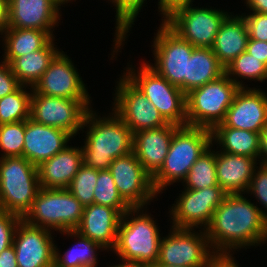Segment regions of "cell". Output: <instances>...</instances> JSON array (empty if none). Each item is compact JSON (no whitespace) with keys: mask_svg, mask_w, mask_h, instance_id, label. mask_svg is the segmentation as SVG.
Listing matches in <instances>:
<instances>
[{"mask_svg":"<svg viewBox=\"0 0 267 267\" xmlns=\"http://www.w3.org/2000/svg\"><path fill=\"white\" fill-rule=\"evenodd\" d=\"M74 140L66 131L25 120L23 157L35 166L62 151Z\"/></svg>","mask_w":267,"mask_h":267,"instance_id":"ffe728a7","label":"cell"},{"mask_svg":"<svg viewBox=\"0 0 267 267\" xmlns=\"http://www.w3.org/2000/svg\"><path fill=\"white\" fill-rule=\"evenodd\" d=\"M22 217L0 210V253L13 245L15 229Z\"/></svg>","mask_w":267,"mask_h":267,"instance_id":"f35d334b","label":"cell"},{"mask_svg":"<svg viewBox=\"0 0 267 267\" xmlns=\"http://www.w3.org/2000/svg\"><path fill=\"white\" fill-rule=\"evenodd\" d=\"M0 267H18L13 245L0 253Z\"/></svg>","mask_w":267,"mask_h":267,"instance_id":"ee69618b","label":"cell"},{"mask_svg":"<svg viewBox=\"0 0 267 267\" xmlns=\"http://www.w3.org/2000/svg\"><path fill=\"white\" fill-rule=\"evenodd\" d=\"M96 111L89 110L81 129L86 133L81 146L83 163L108 170L114 159L133 151V133L113 110L102 117Z\"/></svg>","mask_w":267,"mask_h":267,"instance_id":"7a4b0ae2","label":"cell"},{"mask_svg":"<svg viewBox=\"0 0 267 267\" xmlns=\"http://www.w3.org/2000/svg\"><path fill=\"white\" fill-rule=\"evenodd\" d=\"M246 51L267 66V42L248 39Z\"/></svg>","mask_w":267,"mask_h":267,"instance_id":"7bdbcfd3","label":"cell"},{"mask_svg":"<svg viewBox=\"0 0 267 267\" xmlns=\"http://www.w3.org/2000/svg\"><path fill=\"white\" fill-rule=\"evenodd\" d=\"M145 61L139 63L140 67L128 62L123 75L158 109L167 123L185 126L186 94L179 87L170 84Z\"/></svg>","mask_w":267,"mask_h":267,"instance_id":"5b68a950","label":"cell"},{"mask_svg":"<svg viewBox=\"0 0 267 267\" xmlns=\"http://www.w3.org/2000/svg\"><path fill=\"white\" fill-rule=\"evenodd\" d=\"M32 89L21 85L16 91L0 99V125L30 118Z\"/></svg>","mask_w":267,"mask_h":267,"instance_id":"836d02e7","label":"cell"},{"mask_svg":"<svg viewBox=\"0 0 267 267\" xmlns=\"http://www.w3.org/2000/svg\"><path fill=\"white\" fill-rule=\"evenodd\" d=\"M25 120L0 125V158L23 156Z\"/></svg>","mask_w":267,"mask_h":267,"instance_id":"d590c367","label":"cell"},{"mask_svg":"<svg viewBox=\"0 0 267 267\" xmlns=\"http://www.w3.org/2000/svg\"><path fill=\"white\" fill-rule=\"evenodd\" d=\"M118 193L130 207H146L158 196L152 177L145 171L134 152L113 160L109 167Z\"/></svg>","mask_w":267,"mask_h":267,"instance_id":"9a60e30c","label":"cell"},{"mask_svg":"<svg viewBox=\"0 0 267 267\" xmlns=\"http://www.w3.org/2000/svg\"><path fill=\"white\" fill-rule=\"evenodd\" d=\"M118 79L110 110L122 119L132 133L168 124L158 109L123 74Z\"/></svg>","mask_w":267,"mask_h":267,"instance_id":"5bb4252c","label":"cell"},{"mask_svg":"<svg viewBox=\"0 0 267 267\" xmlns=\"http://www.w3.org/2000/svg\"><path fill=\"white\" fill-rule=\"evenodd\" d=\"M250 39L267 42V13H242Z\"/></svg>","mask_w":267,"mask_h":267,"instance_id":"ab89813d","label":"cell"},{"mask_svg":"<svg viewBox=\"0 0 267 267\" xmlns=\"http://www.w3.org/2000/svg\"><path fill=\"white\" fill-rule=\"evenodd\" d=\"M213 147L211 144L192 165L182 182L184 188L200 190L207 187L219 186L216 176V152Z\"/></svg>","mask_w":267,"mask_h":267,"instance_id":"1f68e13d","label":"cell"},{"mask_svg":"<svg viewBox=\"0 0 267 267\" xmlns=\"http://www.w3.org/2000/svg\"><path fill=\"white\" fill-rule=\"evenodd\" d=\"M150 267H177V266H171L165 264H152Z\"/></svg>","mask_w":267,"mask_h":267,"instance_id":"816d5d0a","label":"cell"},{"mask_svg":"<svg viewBox=\"0 0 267 267\" xmlns=\"http://www.w3.org/2000/svg\"><path fill=\"white\" fill-rule=\"evenodd\" d=\"M259 164L267 166V124L259 132Z\"/></svg>","mask_w":267,"mask_h":267,"instance_id":"bcb514c9","label":"cell"},{"mask_svg":"<svg viewBox=\"0 0 267 267\" xmlns=\"http://www.w3.org/2000/svg\"><path fill=\"white\" fill-rule=\"evenodd\" d=\"M259 208L243 193L227 194L205 230L212 251L216 255H233L241 248L265 245L267 218Z\"/></svg>","mask_w":267,"mask_h":267,"instance_id":"6da1fadb","label":"cell"},{"mask_svg":"<svg viewBox=\"0 0 267 267\" xmlns=\"http://www.w3.org/2000/svg\"><path fill=\"white\" fill-rule=\"evenodd\" d=\"M97 177L98 169L83 163L67 188L84 207L93 203Z\"/></svg>","mask_w":267,"mask_h":267,"instance_id":"8d00e7d4","label":"cell"},{"mask_svg":"<svg viewBox=\"0 0 267 267\" xmlns=\"http://www.w3.org/2000/svg\"><path fill=\"white\" fill-rule=\"evenodd\" d=\"M178 127L168 123L165 126L133 133V152L151 177L162 167L173 134Z\"/></svg>","mask_w":267,"mask_h":267,"instance_id":"44dd1931","label":"cell"},{"mask_svg":"<svg viewBox=\"0 0 267 267\" xmlns=\"http://www.w3.org/2000/svg\"><path fill=\"white\" fill-rule=\"evenodd\" d=\"M225 74L240 88H247L248 84L243 82L246 79L247 82L252 80L255 83L258 81L263 83L267 80V66L260 59L245 51L225 68Z\"/></svg>","mask_w":267,"mask_h":267,"instance_id":"d6a6232c","label":"cell"},{"mask_svg":"<svg viewBox=\"0 0 267 267\" xmlns=\"http://www.w3.org/2000/svg\"><path fill=\"white\" fill-rule=\"evenodd\" d=\"M193 6L190 4L175 10L164 22L194 47L211 48L221 23L231 12L213 9L209 5L205 8Z\"/></svg>","mask_w":267,"mask_h":267,"instance_id":"7c38bea8","label":"cell"},{"mask_svg":"<svg viewBox=\"0 0 267 267\" xmlns=\"http://www.w3.org/2000/svg\"><path fill=\"white\" fill-rule=\"evenodd\" d=\"M247 193L248 196L253 195L255 197V200H257L256 205L260 204L261 207L263 206L259 209L267 218V166L259 164L256 167Z\"/></svg>","mask_w":267,"mask_h":267,"instance_id":"74e56055","label":"cell"},{"mask_svg":"<svg viewBox=\"0 0 267 267\" xmlns=\"http://www.w3.org/2000/svg\"><path fill=\"white\" fill-rule=\"evenodd\" d=\"M240 87L226 74L186 94V125L212 130L225 119Z\"/></svg>","mask_w":267,"mask_h":267,"instance_id":"ba28073f","label":"cell"},{"mask_svg":"<svg viewBox=\"0 0 267 267\" xmlns=\"http://www.w3.org/2000/svg\"><path fill=\"white\" fill-rule=\"evenodd\" d=\"M92 100H75L38 94L32 89L30 119L68 132L74 139L80 133Z\"/></svg>","mask_w":267,"mask_h":267,"instance_id":"4fadbf2b","label":"cell"},{"mask_svg":"<svg viewBox=\"0 0 267 267\" xmlns=\"http://www.w3.org/2000/svg\"><path fill=\"white\" fill-rule=\"evenodd\" d=\"M3 60L10 63L14 58L42 49L52 37L43 30L6 28L1 34Z\"/></svg>","mask_w":267,"mask_h":267,"instance_id":"f1b7e54d","label":"cell"},{"mask_svg":"<svg viewBox=\"0 0 267 267\" xmlns=\"http://www.w3.org/2000/svg\"><path fill=\"white\" fill-rule=\"evenodd\" d=\"M37 166L23 156L0 158V210L24 217L40 190Z\"/></svg>","mask_w":267,"mask_h":267,"instance_id":"8992f818","label":"cell"},{"mask_svg":"<svg viewBox=\"0 0 267 267\" xmlns=\"http://www.w3.org/2000/svg\"><path fill=\"white\" fill-rule=\"evenodd\" d=\"M108 267H148L145 265H141V264H135V263H131V262H123L119 260V263L116 265L113 263V265H107Z\"/></svg>","mask_w":267,"mask_h":267,"instance_id":"681fc988","label":"cell"},{"mask_svg":"<svg viewBox=\"0 0 267 267\" xmlns=\"http://www.w3.org/2000/svg\"><path fill=\"white\" fill-rule=\"evenodd\" d=\"M156 31L151 45L155 61L154 64L150 61L147 63L170 84L179 87L185 93L188 59L195 47L182 39L164 21H160Z\"/></svg>","mask_w":267,"mask_h":267,"instance_id":"9c48e42d","label":"cell"},{"mask_svg":"<svg viewBox=\"0 0 267 267\" xmlns=\"http://www.w3.org/2000/svg\"><path fill=\"white\" fill-rule=\"evenodd\" d=\"M183 189L170 205V227L206 230L212 221L214 211L223 202L227 193L220 186L200 190Z\"/></svg>","mask_w":267,"mask_h":267,"instance_id":"8fae6325","label":"cell"},{"mask_svg":"<svg viewBox=\"0 0 267 267\" xmlns=\"http://www.w3.org/2000/svg\"><path fill=\"white\" fill-rule=\"evenodd\" d=\"M21 84L10 68V65L1 60L0 62V99L16 91Z\"/></svg>","mask_w":267,"mask_h":267,"instance_id":"60d3db41","label":"cell"},{"mask_svg":"<svg viewBox=\"0 0 267 267\" xmlns=\"http://www.w3.org/2000/svg\"><path fill=\"white\" fill-rule=\"evenodd\" d=\"M84 206L67 189L40 188L31 209L22 218L28 225L62 232L75 230Z\"/></svg>","mask_w":267,"mask_h":267,"instance_id":"52a82bcc","label":"cell"},{"mask_svg":"<svg viewBox=\"0 0 267 267\" xmlns=\"http://www.w3.org/2000/svg\"><path fill=\"white\" fill-rule=\"evenodd\" d=\"M233 255H216L210 262L208 267H239Z\"/></svg>","mask_w":267,"mask_h":267,"instance_id":"f6af8a7d","label":"cell"},{"mask_svg":"<svg viewBox=\"0 0 267 267\" xmlns=\"http://www.w3.org/2000/svg\"><path fill=\"white\" fill-rule=\"evenodd\" d=\"M261 89L249 86L240 88L226 112L225 119L215 127L259 133L267 124V93Z\"/></svg>","mask_w":267,"mask_h":267,"instance_id":"ac0fdd59","label":"cell"},{"mask_svg":"<svg viewBox=\"0 0 267 267\" xmlns=\"http://www.w3.org/2000/svg\"><path fill=\"white\" fill-rule=\"evenodd\" d=\"M8 27V0H0V34Z\"/></svg>","mask_w":267,"mask_h":267,"instance_id":"c3c4849f","label":"cell"},{"mask_svg":"<svg viewBox=\"0 0 267 267\" xmlns=\"http://www.w3.org/2000/svg\"><path fill=\"white\" fill-rule=\"evenodd\" d=\"M53 37L42 49L14 58L10 68L21 85L34 87L48 69L51 60L61 50Z\"/></svg>","mask_w":267,"mask_h":267,"instance_id":"484cf974","label":"cell"},{"mask_svg":"<svg viewBox=\"0 0 267 267\" xmlns=\"http://www.w3.org/2000/svg\"><path fill=\"white\" fill-rule=\"evenodd\" d=\"M146 207H130L121 217L115 248L120 261L150 267L159 258L161 235L158 223ZM145 210V211H144ZM156 221V222H155Z\"/></svg>","mask_w":267,"mask_h":267,"instance_id":"3957f363","label":"cell"},{"mask_svg":"<svg viewBox=\"0 0 267 267\" xmlns=\"http://www.w3.org/2000/svg\"><path fill=\"white\" fill-rule=\"evenodd\" d=\"M211 144L219 151L259 159V133L247 130L214 127L211 130ZM219 144V145H218Z\"/></svg>","mask_w":267,"mask_h":267,"instance_id":"f546056e","label":"cell"},{"mask_svg":"<svg viewBox=\"0 0 267 267\" xmlns=\"http://www.w3.org/2000/svg\"><path fill=\"white\" fill-rule=\"evenodd\" d=\"M53 233L47 228L28 225L22 219L13 237L18 267H53L54 237H57Z\"/></svg>","mask_w":267,"mask_h":267,"instance_id":"e0dca14e","label":"cell"},{"mask_svg":"<svg viewBox=\"0 0 267 267\" xmlns=\"http://www.w3.org/2000/svg\"><path fill=\"white\" fill-rule=\"evenodd\" d=\"M60 10L54 0H8L7 28L43 30L53 38L61 22Z\"/></svg>","mask_w":267,"mask_h":267,"instance_id":"d6986e66","label":"cell"},{"mask_svg":"<svg viewBox=\"0 0 267 267\" xmlns=\"http://www.w3.org/2000/svg\"><path fill=\"white\" fill-rule=\"evenodd\" d=\"M160 242L155 264L177 267H208L216 254L212 251L205 230L171 227Z\"/></svg>","mask_w":267,"mask_h":267,"instance_id":"30bf717a","label":"cell"},{"mask_svg":"<svg viewBox=\"0 0 267 267\" xmlns=\"http://www.w3.org/2000/svg\"><path fill=\"white\" fill-rule=\"evenodd\" d=\"M211 146V130L196 126H179L173 134L168 154L160 170L152 177L159 195L167 186L182 183L192 165Z\"/></svg>","mask_w":267,"mask_h":267,"instance_id":"277c9868","label":"cell"},{"mask_svg":"<svg viewBox=\"0 0 267 267\" xmlns=\"http://www.w3.org/2000/svg\"><path fill=\"white\" fill-rule=\"evenodd\" d=\"M232 13L221 23L211 47L224 68L246 51L249 39L245 20L240 14Z\"/></svg>","mask_w":267,"mask_h":267,"instance_id":"d4e9b609","label":"cell"},{"mask_svg":"<svg viewBox=\"0 0 267 267\" xmlns=\"http://www.w3.org/2000/svg\"><path fill=\"white\" fill-rule=\"evenodd\" d=\"M158 12L159 16L161 14L164 21L169 15H171L175 10L193 4L194 0H158Z\"/></svg>","mask_w":267,"mask_h":267,"instance_id":"b9f144b4","label":"cell"},{"mask_svg":"<svg viewBox=\"0 0 267 267\" xmlns=\"http://www.w3.org/2000/svg\"><path fill=\"white\" fill-rule=\"evenodd\" d=\"M82 164L81 146L67 145L62 151L37 166L40 187L68 188Z\"/></svg>","mask_w":267,"mask_h":267,"instance_id":"cb8c5ba5","label":"cell"},{"mask_svg":"<svg viewBox=\"0 0 267 267\" xmlns=\"http://www.w3.org/2000/svg\"><path fill=\"white\" fill-rule=\"evenodd\" d=\"M116 9L115 15V37L113 40V51L111 54V59H117L116 55L118 52H122L123 46L125 44L127 36L130 35L132 27L137 20L138 14H140L142 6H145L147 0H109ZM116 54V55H115ZM115 57V58H114Z\"/></svg>","mask_w":267,"mask_h":267,"instance_id":"4dcf8cb0","label":"cell"},{"mask_svg":"<svg viewBox=\"0 0 267 267\" xmlns=\"http://www.w3.org/2000/svg\"><path fill=\"white\" fill-rule=\"evenodd\" d=\"M61 235L75 239L74 245L68 248L63 254L59 251L58 245H54V266L53 267H98V256L106 249L99 243L82 236L75 230L59 232ZM99 250V251H98ZM98 251V252H97ZM98 253V254H97Z\"/></svg>","mask_w":267,"mask_h":267,"instance_id":"4316f807","label":"cell"},{"mask_svg":"<svg viewBox=\"0 0 267 267\" xmlns=\"http://www.w3.org/2000/svg\"><path fill=\"white\" fill-rule=\"evenodd\" d=\"M216 151V176L218 185L227 194L247 195L258 159Z\"/></svg>","mask_w":267,"mask_h":267,"instance_id":"603a6c76","label":"cell"},{"mask_svg":"<svg viewBox=\"0 0 267 267\" xmlns=\"http://www.w3.org/2000/svg\"><path fill=\"white\" fill-rule=\"evenodd\" d=\"M60 7L65 5V4H68L71 2V0H54Z\"/></svg>","mask_w":267,"mask_h":267,"instance_id":"f907efd6","label":"cell"},{"mask_svg":"<svg viewBox=\"0 0 267 267\" xmlns=\"http://www.w3.org/2000/svg\"><path fill=\"white\" fill-rule=\"evenodd\" d=\"M246 11L257 12V13H267V0H245Z\"/></svg>","mask_w":267,"mask_h":267,"instance_id":"7dc6e473","label":"cell"},{"mask_svg":"<svg viewBox=\"0 0 267 267\" xmlns=\"http://www.w3.org/2000/svg\"><path fill=\"white\" fill-rule=\"evenodd\" d=\"M121 217L112 207L92 203L84 207L80 225L75 231L99 243L109 252L116 246Z\"/></svg>","mask_w":267,"mask_h":267,"instance_id":"7402d4cb","label":"cell"},{"mask_svg":"<svg viewBox=\"0 0 267 267\" xmlns=\"http://www.w3.org/2000/svg\"><path fill=\"white\" fill-rule=\"evenodd\" d=\"M93 195V203L112 207L121 215L130 208L118 193L113 176L109 170H98V177Z\"/></svg>","mask_w":267,"mask_h":267,"instance_id":"e575fe53","label":"cell"},{"mask_svg":"<svg viewBox=\"0 0 267 267\" xmlns=\"http://www.w3.org/2000/svg\"><path fill=\"white\" fill-rule=\"evenodd\" d=\"M224 74L225 68L220 64L211 48L195 47L188 59L185 94L219 79Z\"/></svg>","mask_w":267,"mask_h":267,"instance_id":"83f0119b","label":"cell"},{"mask_svg":"<svg viewBox=\"0 0 267 267\" xmlns=\"http://www.w3.org/2000/svg\"><path fill=\"white\" fill-rule=\"evenodd\" d=\"M63 49L51 60L33 90L38 94L75 100H91L74 62Z\"/></svg>","mask_w":267,"mask_h":267,"instance_id":"2e32d148","label":"cell"}]
</instances>
